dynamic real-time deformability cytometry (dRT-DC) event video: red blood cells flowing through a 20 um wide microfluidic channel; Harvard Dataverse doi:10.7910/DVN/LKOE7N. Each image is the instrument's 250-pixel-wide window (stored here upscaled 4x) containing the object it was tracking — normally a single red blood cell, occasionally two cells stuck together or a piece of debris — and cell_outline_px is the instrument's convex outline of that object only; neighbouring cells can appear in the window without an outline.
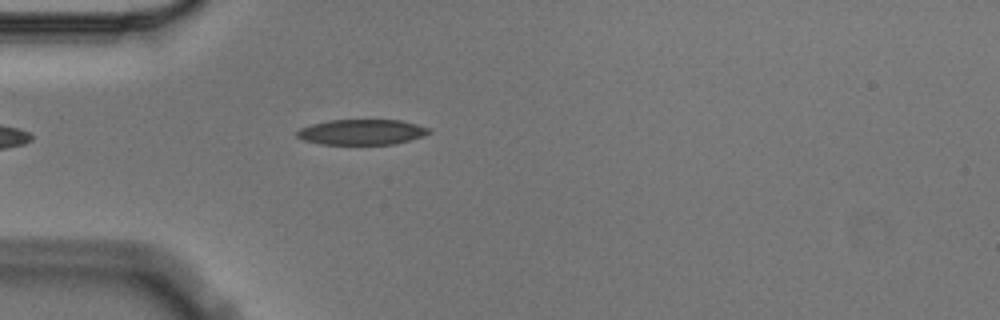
{"species": "Egyptian fruit bat (a non-hibernating species)", "species_latin": "Rousettus aegyptiacus", "temperature_condition": "cold", "stored_images_in_passage": 4, "camera_frame_rate_fps": 3000, "um_per_image_px": 0.085, "animal": {"sex": "male"}, "frame": {"image": 1, "passage_image": 4, "time_ms": 1.0, "image_size_px": [1000, 320], "cell_outline_px": [[432, 132], [424, 136], [396, 144], [320, 144], [304, 140], [296, 136], [296, 132], [300, 128], [312, 124], [328, 120], [400, 120], [416, 124], [428, 128]], "centroid_in_image_um": [30.75, 11.22], "position_along_channel_um": 54.2, "area_um2": 19.54}}